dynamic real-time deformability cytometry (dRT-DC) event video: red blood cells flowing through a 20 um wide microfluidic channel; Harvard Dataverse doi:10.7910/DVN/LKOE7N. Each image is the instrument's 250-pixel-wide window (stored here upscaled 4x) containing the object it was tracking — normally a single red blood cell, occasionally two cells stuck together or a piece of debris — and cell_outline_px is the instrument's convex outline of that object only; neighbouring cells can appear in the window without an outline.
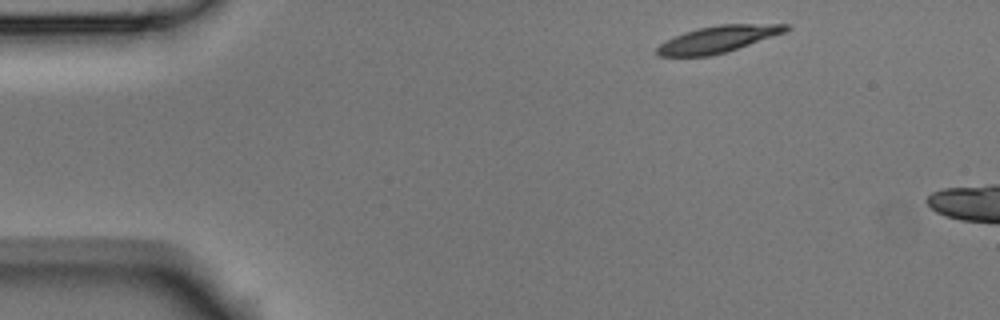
{"species": "Egyptian fruit bat (a non-hibernating species)", "species_latin": "Rousettus aegyptiacus", "temperature_condition": "room temperature", "stored_images_in_passage": 3, "camera_frame_rate_fps": 3000, "um_per_image_px": 0.085, "animal": {"sex": "male"}, "frame": {"image": 1, "passage_image": 1, "time_ms": 0.0, "image_size_px": [1000, 320], "cell_outline_px": [[792, 28], [784, 32], [724, 52], [708, 56], [660, 56], [656, 52], [656, 48], [664, 40], [684, 32], [700, 28], [720, 24], [792, 24]], "centroid_in_image_um": [61.0, 3.32], "position_along_channel_um": 24.0, "area_um2": 19.71}}